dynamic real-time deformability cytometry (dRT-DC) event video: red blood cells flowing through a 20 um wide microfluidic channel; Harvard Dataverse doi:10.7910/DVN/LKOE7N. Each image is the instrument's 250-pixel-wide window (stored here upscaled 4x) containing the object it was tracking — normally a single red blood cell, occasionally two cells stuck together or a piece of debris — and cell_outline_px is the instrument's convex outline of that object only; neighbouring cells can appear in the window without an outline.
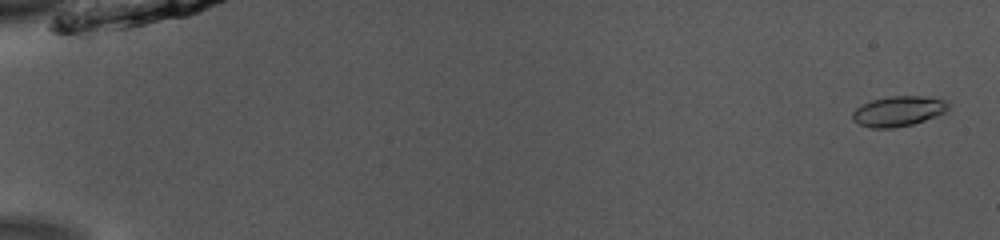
{"species": "common noctule bat (a hibernating species)", "species_latin": "Nyctalus noctula", "temperature_condition": "room temperature", "stored_images_in_passage": 53, "camera_frame_rate_fps": 3000, "um_per_image_px": 0.085, "animal": {"sex": "male", "body_mass_g": 13.0, "forearm_length_mm": 53.1}, "frame": {"image": 1, "passage_image": 2, "time_ms": 0.333, "image_size_px": [1000, 240], "cell_outline_px": [[948, 108], [944, 112], [924, 120], [912, 124], [892, 128], [872, 128], [860, 124], [852, 120], [852, 112], [856, 108], [872, 100], [892, 96], [924, 96], [944, 100], [948, 104]], "centroid_in_image_um": [76.33, 9.45], "position_along_channel_um": 8.7, "area_um2": 16.53}}
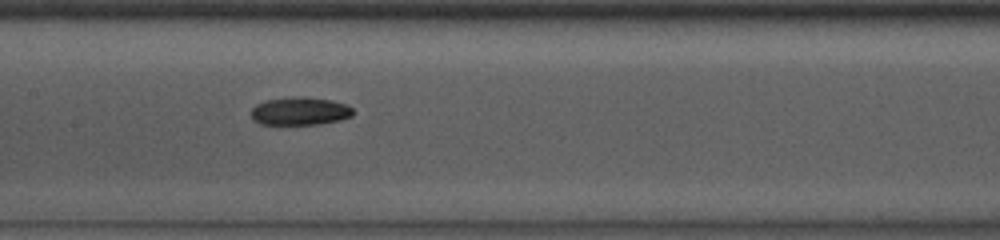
{"frame": {"image": 2, "passage_image": 28, "time_ms": 9.0, "image_size_px": [1000, 240], "cell_outline_px": [[352, 116], [340, 120], [316, 124], [260, 124], [252, 120], [252, 108], [256, 104], [264, 100], [292, 96], [304, 96], [332, 100], [344, 104], [352, 108]], "centroid_in_image_um": [25.46, 9.43], "position_along_channel_um": 181.9, "area_um2": 16.7}}
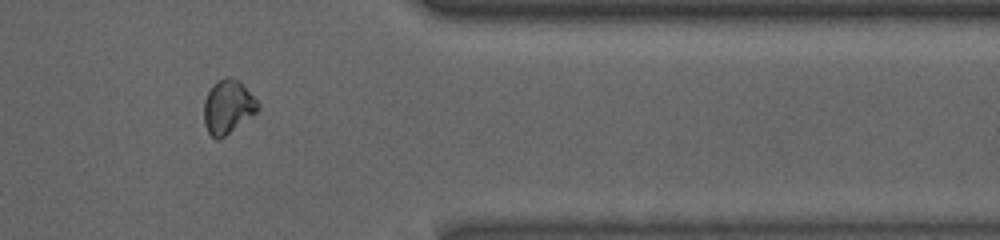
{"frame": {"image": 3, "passage_image": 45, "time_ms": 14.667, "image_size_px": [1000, 240], "cell_outline_px": [[260, 108], [256, 112], [224, 136], [216, 140], [208, 132], [204, 124], [204, 100], [212, 84], [216, 80], [228, 76], [240, 80], [260, 104]], "centroid_in_image_um": [19.36, 9.04], "position_along_channel_um": 392.0, "area_um2": 16.88}, "authors_computed_cell_mechanics": {"area_um2": 16.5308, "velocity_mm_per_s": 3.8919, "shape_relaxation_time_tau1_ms": 6.6335, "shape_relaxation_time_tau2_ms": 9.078, "deformation_change_tau1": 0.1553, "deformation_change_tau2": 0.13}}